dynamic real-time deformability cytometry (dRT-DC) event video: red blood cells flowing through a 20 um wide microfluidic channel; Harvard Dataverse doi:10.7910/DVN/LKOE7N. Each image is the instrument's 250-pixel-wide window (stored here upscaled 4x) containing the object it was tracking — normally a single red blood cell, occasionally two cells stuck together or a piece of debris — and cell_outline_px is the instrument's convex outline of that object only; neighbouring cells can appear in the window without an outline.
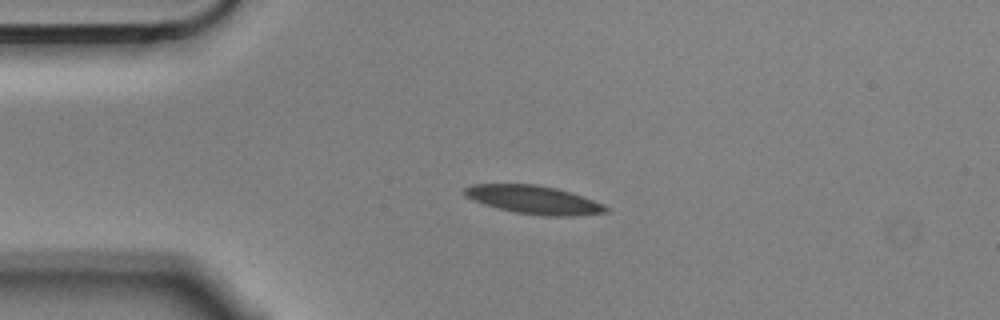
{"species": "Egyptian fruit bat (a non-hibernating species)", "species_latin": "Rousettus aegyptiacus", "temperature_condition": "cold", "stored_images_in_passage": 4, "camera_frame_rate_fps": 3000, "um_per_image_px": 0.085, "animal": {"sex": "male"}, "frame": {"image": 1, "passage_image": 2, "time_ms": 0.333, "image_size_px": [1000, 320], "cell_outline_px": [[608, 212], [576, 216], [544, 216], [516, 212], [496, 208], [472, 200], [464, 196], [464, 188], [472, 184], [536, 184], [556, 188], [604, 204], [608, 208]], "centroid_in_image_um": [45.34, 16.98], "position_along_channel_um": 39.7, "area_um2": 23.24}}
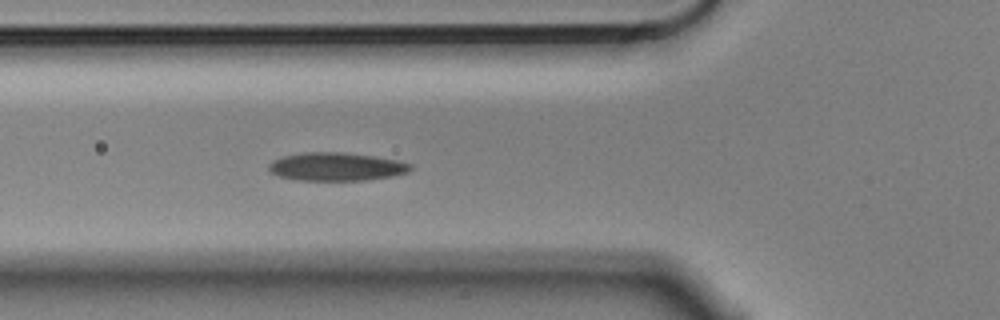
{"frame": {"image": 2, "passage_image": 4, "time_ms": 1.0, "image_size_px": [1000, 320], "cell_outline_px": [[412, 168], [408, 172], [392, 176], [368, 180], [296, 180], [280, 176], [272, 172], [268, 168], [268, 164], [284, 156], [304, 152], [344, 152], [376, 156], [400, 160], [412, 164]], "centroid_in_image_um": [28.65, 14.16], "position_along_channel_um": 97.1, "area_um2": 23.35}}